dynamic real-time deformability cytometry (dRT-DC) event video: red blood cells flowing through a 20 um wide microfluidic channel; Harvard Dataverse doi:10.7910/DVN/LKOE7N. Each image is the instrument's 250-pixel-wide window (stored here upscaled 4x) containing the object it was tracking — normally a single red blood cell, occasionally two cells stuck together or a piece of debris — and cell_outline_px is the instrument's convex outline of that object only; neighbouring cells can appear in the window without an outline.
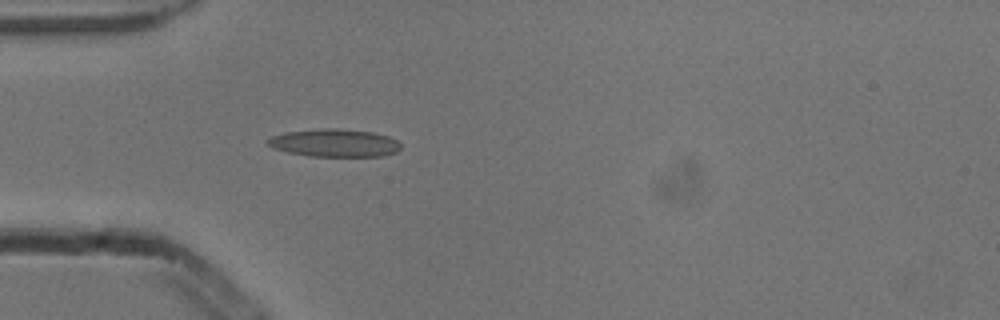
{"species": "common noctule bat (a hibernating species)", "species_latin": "Nyctalus noctula", "temperature_condition": "cold", "stored_images_in_passage": 3, "camera_frame_rate_fps": 3000, "um_per_image_px": 0.085, "animal": {"sex": "male", "body_mass_g": 13.3}, "frame": {"image": 1, "passage_image": 3, "time_ms": 0.667, "image_size_px": [1000, 320], "cell_outline_px": [[400, 148], [396, 152], [384, 156], [308, 156], [288, 152], [272, 148], [264, 144], [264, 140], [272, 136], [284, 132], [324, 128], [336, 128], [372, 132], [388, 136], [396, 140], [400, 144]], "centroid_in_image_um": [28.37, 12.15], "position_along_channel_um": 56.6, "area_um2": 21.73}}